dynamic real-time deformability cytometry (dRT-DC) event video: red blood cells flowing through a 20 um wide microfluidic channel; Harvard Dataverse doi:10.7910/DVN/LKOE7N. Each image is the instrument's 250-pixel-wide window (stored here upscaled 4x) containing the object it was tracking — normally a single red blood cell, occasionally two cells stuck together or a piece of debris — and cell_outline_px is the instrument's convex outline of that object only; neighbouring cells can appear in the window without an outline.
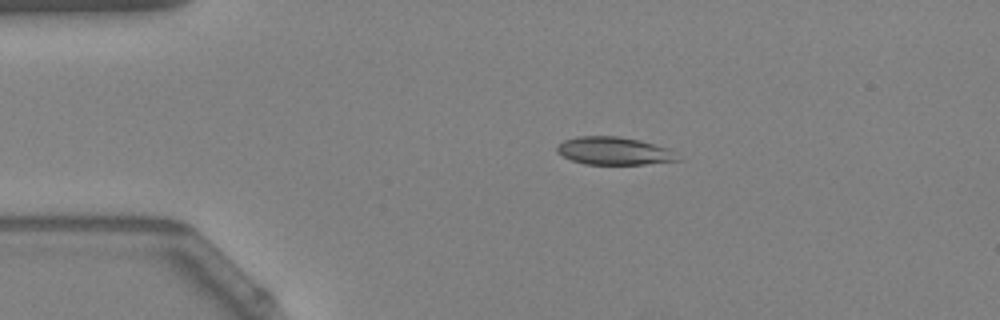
{"species": "Egyptian fruit bat (a non-hibernating species)", "species_latin": "Rousettus aegyptiacus", "temperature_condition": "warm", "stored_images_in_passage": 45, "camera_frame_rate_fps": 3000, "um_per_image_px": 0.085, "animal": {"sex": "female"}, "frame": {"image": 1, "passage_image": 1, "time_ms": 0.0, "image_size_px": [1000, 320], "cell_outline_px": [[680, 160], [644, 164], [584, 164], [572, 160], [556, 152], [556, 148], [564, 140], [576, 136], [616, 136], [640, 140], [668, 148]], "centroid_in_image_um": [52.15, 12.82], "position_along_channel_um": 32.9, "area_um2": 19.31}}
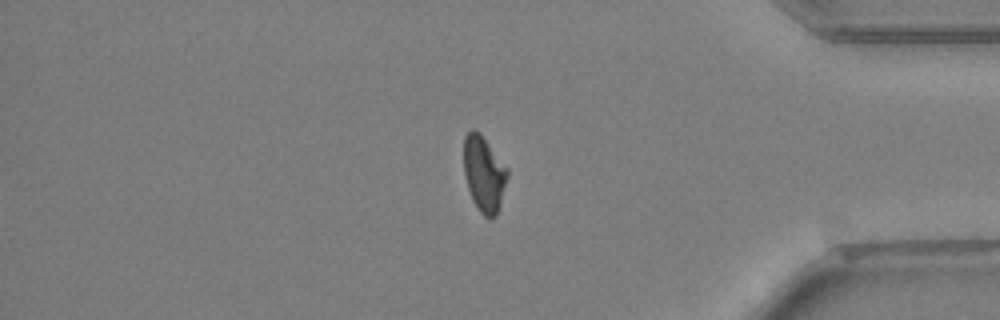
{"frame": {"image": 2, "passage_image": 36, "time_ms": 11.667, "image_size_px": [1000, 320], "cell_outline_px": [[508, 176], [500, 204], [496, 216], [484, 216], [480, 212], [472, 200], [468, 188], [464, 172], [464, 136], [472, 128], [480, 132], [508, 168]], "centroid_in_image_um": [41.13, 14.74], "position_along_channel_um": 394.1, "area_um2": 19.19}}
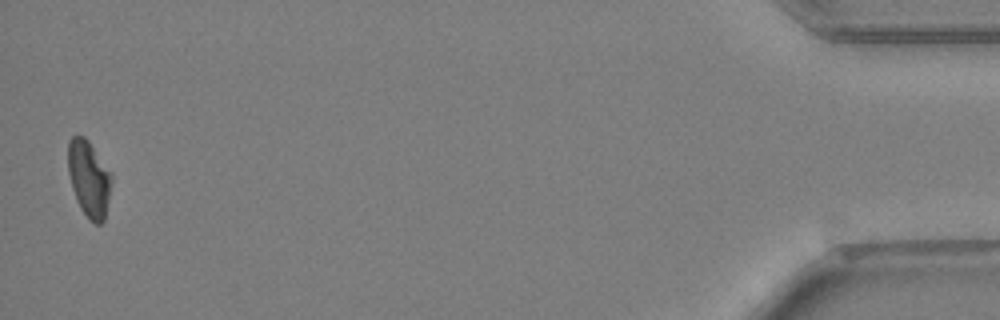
{"frame": {"image": 3, "passage_image": 44, "time_ms": 14.333, "image_size_px": [1000, 320], "cell_outline_px": [[112, 180], [104, 220], [100, 224], [96, 224], [88, 220], [80, 208], [76, 200], [72, 188], [68, 172], [68, 140], [72, 136], [84, 136], [88, 140], [112, 172]], "centroid_in_image_um": [7.56, 15.18], "position_along_channel_um": 427.6, "area_um2": 19.54}, "authors_computed_cell_mechanics": {"area_um2": 19.3052, "velocity_mm_per_s": 3.7222, "shape_relaxation_time_tau1_ms": 4.9125, "shape_relaxation_time_tau2_ms": 2.0629, "deformation_change_tau1": 0.1792, "deformation_change_tau2": 0.0838}}